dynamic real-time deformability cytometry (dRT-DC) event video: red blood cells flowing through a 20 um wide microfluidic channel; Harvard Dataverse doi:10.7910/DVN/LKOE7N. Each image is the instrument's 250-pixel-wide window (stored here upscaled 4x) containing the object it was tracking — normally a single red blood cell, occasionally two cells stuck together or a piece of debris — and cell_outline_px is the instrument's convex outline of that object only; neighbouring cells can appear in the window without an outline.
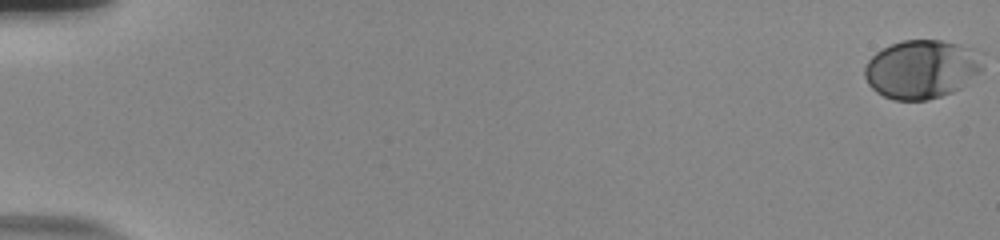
{"species": "human", "species_latin": "Homo sapiens", "temperature_condition": "room temperature", "stored_images_in_passage": 57, "camera_frame_rate_fps": 3000, "um_per_image_px": 0.085, "donor": {"sex": "male"}, "frame": {"image": 1, "passage_image": 1, "time_ms": 0.0, "image_size_px": [1000, 240], "cell_outline_px": [[984, 52], [980, 72], [960, 88], [952, 92], [928, 100], [892, 100], [876, 92], [868, 84], [864, 76], [864, 68], [868, 60], [876, 52], [892, 44], [904, 40], [940, 40], [972, 48]], "centroid_in_image_um": [78.34, 5.88], "position_along_channel_um": 6.7, "area_um2": 40.52}}
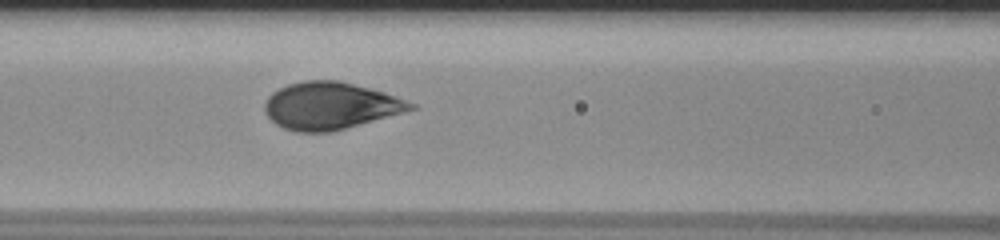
{"frame": {"image": 2, "passage_image": 27, "time_ms": 8.667, "image_size_px": [1000, 240], "cell_outline_px": [[420, 108], [332, 132], [296, 132], [284, 128], [276, 124], [264, 112], [264, 104], [268, 96], [272, 92], [288, 84], [304, 80], [340, 80], [384, 92], [396, 96], [416, 104]], "centroid_in_image_um": [28.09, 8.99], "position_along_channel_um": 138.5, "area_um2": 40.34}}
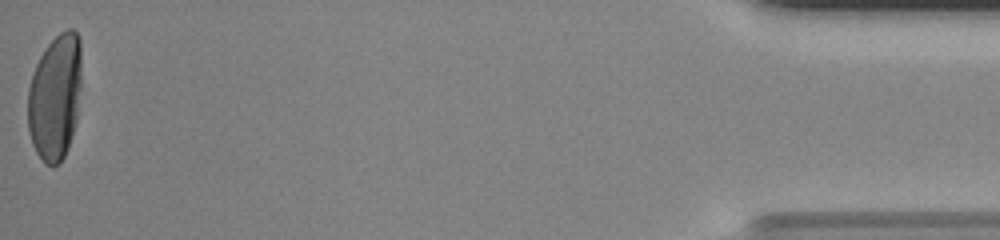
{"frame": {"image": 3, "passage_image": 57, "time_ms": 18.667, "image_size_px": [1000, 240], "cell_outline_px": [[80, 88], [76, 124], [68, 148], [60, 164], [52, 168], [44, 164], [36, 152], [32, 144], [28, 132], [28, 88], [36, 64], [40, 56], [48, 44], [60, 32], [68, 28], [72, 28], [76, 32], [80, 40]], "centroid_in_image_um": [4.67, 8.3], "position_along_channel_um": 430.5, "area_um2": 39.77}, "authors_computed_cell_mechanics": {"area_um2": 39.6508, "velocity_mm_per_s": 3.7578, "shape_relaxation_time_tau1_ms": 3.2323, "shape_relaxation_time_tau2_ms": null, "deformation_change_tau1": 0.1734, "deformation_change_tau2": null}}